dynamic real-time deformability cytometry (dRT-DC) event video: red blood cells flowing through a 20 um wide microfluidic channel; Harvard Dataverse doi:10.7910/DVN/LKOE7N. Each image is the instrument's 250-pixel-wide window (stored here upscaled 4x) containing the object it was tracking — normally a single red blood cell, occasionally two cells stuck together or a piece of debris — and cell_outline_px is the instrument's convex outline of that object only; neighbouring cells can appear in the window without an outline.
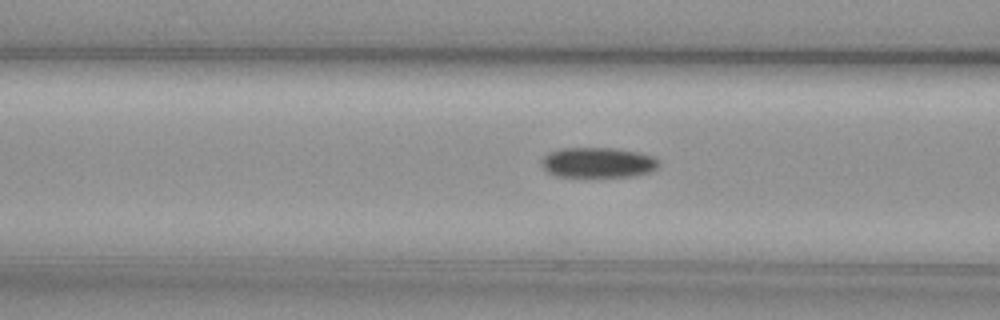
{"species": "common noctule bat (a hibernating species)", "species_latin": "Nyctalus noctula", "temperature_condition": "cold", "stored_images_in_passage": 36, "camera_frame_rate_fps": 3000, "um_per_image_px": 0.085, "animal": {"sex": "female", "body_mass_g": 29.2, "forearm_length_mm": 56.3}, "frame": {"image": 1, "passage_image": 12, "time_ms": 3.667, "image_size_px": [1000, 320], "cell_outline_px": [[660, 164], [656, 168], [648, 172], [628, 176], [556, 176], [548, 172], [540, 164], [540, 160], [548, 152], [560, 148], [616, 148], [640, 152], [652, 156], [660, 160]], "centroid_in_image_um": [50.8, 13.79], "position_along_channel_um": 115.8, "area_um2": 20.69}}
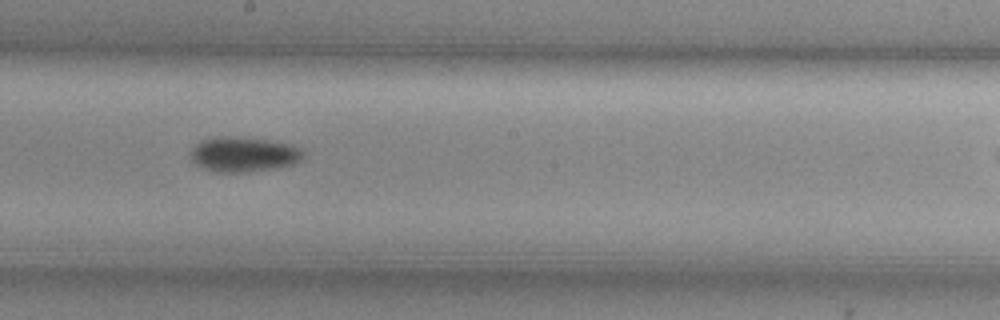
{"frame": {"image": 2, "passage_image": 21, "time_ms": 6.667, "image_size_px": [1000, 320], "cell_outline_px": [[300, 156], [292, 164], [276, 168], [240, 172], [212, 172], [196, 164], [192, 160], [192, 148], [200, 140], [216, 136], [224, 136], [264, 140], [292, 144], [300, 152]], "centroid_in_image_um": [20.6, 13.12], "position_along_channel_um": 227.6, "area_um2": 22.25}}
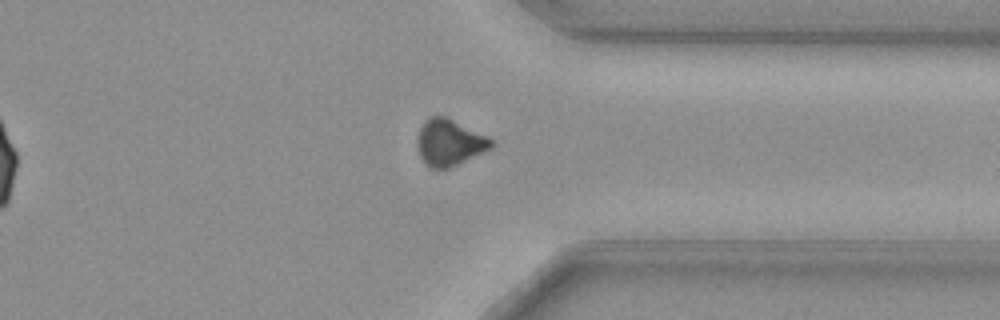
{"frame": {"image": 3, "passage_image": 33, "time_ms": 10.667, "image_size_px": [1000, 320], "cell_outline_px": [[492, 148], [448, 168], [428, 168], [420, 156], [416, 144], [416, 140], [420, 128], [424, 120], [432, 116], [444, 116], [488, 136], [492, 140]], "centroid_in_image_um": [38.16, 12.11], "position_along_channel_um": 373.2, "area_um2": 19.83}}